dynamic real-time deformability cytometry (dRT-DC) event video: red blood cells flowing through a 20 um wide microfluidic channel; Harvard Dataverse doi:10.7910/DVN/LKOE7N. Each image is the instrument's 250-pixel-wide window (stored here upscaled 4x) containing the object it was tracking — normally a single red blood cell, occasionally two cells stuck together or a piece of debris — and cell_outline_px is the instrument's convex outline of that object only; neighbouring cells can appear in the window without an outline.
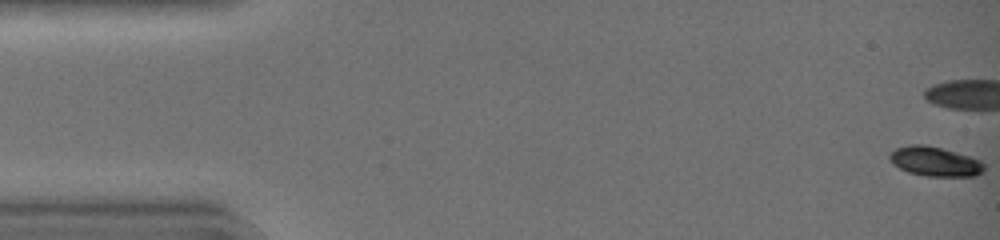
{"species": "common noctule bat (a hibernating species)", "species_latin": "Nyctalus noctula", "temperature_condition": "warm", "stored_images_in_passage": 45, "camera_frame_rate_fps": 3000, "um_per_image_px": 0.085, "animal": {"sex": "female", "body_mass_g": 19.0, "forearm_length_mm": 51.5}, "frame": {"image": 1, "passage_image": 1, "time_ms": 0.0, "image_size_px": [1000, 240], "cell_outline_px": [[984, 172], [976, 176], [928, 176], [908, 172], [892, 164], [888, 156], [896, 148], [912, 144], [920, 144], [940, 148], [968, 156], [980, 160], [984, 164]], "centroid_in_image_um": [79.47, 13.74], "position_along_channel_um": 5.5, "area_um2": 16.07}, "authors_computed_cell_mechanics": {"area_um2": 17.2244, "velocity_mm_per_s": 4.4766, "shape_relaxation_time_tau1_ms": 2.1833, "shape_relaxation_time_tau2_ms": 7.9161, "deformation_change_tau1": 0.1466, "deformation_change_tau2": 0.0761}}